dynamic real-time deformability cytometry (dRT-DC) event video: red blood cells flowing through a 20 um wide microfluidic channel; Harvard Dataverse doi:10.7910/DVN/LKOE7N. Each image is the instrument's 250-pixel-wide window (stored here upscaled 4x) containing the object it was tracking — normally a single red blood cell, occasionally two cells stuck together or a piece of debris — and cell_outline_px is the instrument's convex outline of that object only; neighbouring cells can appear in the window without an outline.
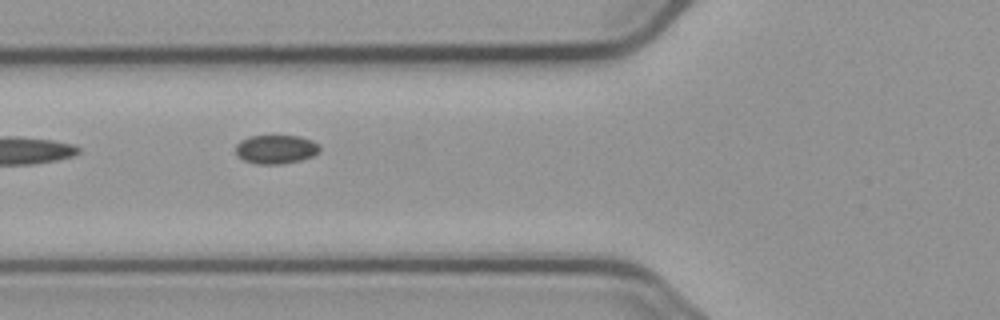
{"species": "common noctule bat (a hibernating species)", "species_latin": "Nyctalus noctula", "temperature_condition": "cold", "stored_images_in_passage": 7, "segment_of_instrument_passage": [2, 2], "camera_frame_rate_fps": 3000, "um_per_image_px": 0.085, "animal": {"sex": "male", "body_mass_g": 23.1, "forearm_length_mm": 52.7}, "frame": {"image": 1, "passage_image": 6, "time_ms": 6.0, "image_size_px": [1000, 320], "cell_outline_px": [[320, 152], [312, 156], [300, 160], [280, 164], [256, 164], [244, 160], [236, 156], [236, 144], [240, 140], [248, 136], [300, 136], [312, 140], [320, 144]], "centroid_in_image_um": [23.45, 12.68], "position_along_channel_um": 102.4, "area_um2": 14.28}}